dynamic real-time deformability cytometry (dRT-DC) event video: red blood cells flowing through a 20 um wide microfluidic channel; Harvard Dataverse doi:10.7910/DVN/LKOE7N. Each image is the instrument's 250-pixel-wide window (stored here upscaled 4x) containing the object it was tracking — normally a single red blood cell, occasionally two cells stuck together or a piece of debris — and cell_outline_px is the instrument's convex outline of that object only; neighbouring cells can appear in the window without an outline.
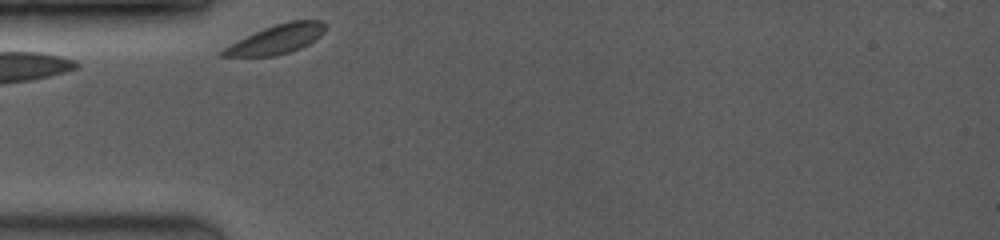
{"species": "common noctule bat (a hibernating species)", "species_latin": "Nyctalus noctula", "temperature_condition": "room temperature", "stored_images_in_passage": 10, "camera_frame_rate_fps": 3500, "um_per_image_px": 0.085, "animal": {"sex": "female", "body_mass_g": 19.0, "forearm_length_mm": 53.3}, "frame": {"image": 1, "passage_image": 1, "time_ms": 0.0, "image_size_px": [1000, 240], "cell_outline_px": [[328, 24], [324, 32], [320, 36], [308, 44], [300, 48], [276, 56], [220, 56], [216, 52], [264, 28], [288, 20], [320, 20]], "centroid_in_image_um": [23.54, 3.33], "position_along_channel_um": 61.5, "area_um2": 17.22}}
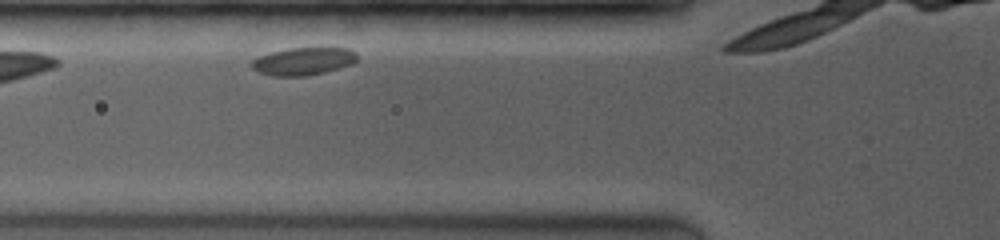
{"frame": {"image": 2, "passage_image": 7, "time_ms": 1.143, "image_size_px": [1000, 240], "cell_outline_px": [[356, 60], [352, 64], [324, 72], [308, 76], [272, 76], [260, 72], [252, 68], [248, 64], [256, 56], [288, 48], [348, 48], [356, 52]], "centroid_in_image_um": [25.73, 5.21], "position_along_channel_um": 100.1, "area_um2": 17.05}}